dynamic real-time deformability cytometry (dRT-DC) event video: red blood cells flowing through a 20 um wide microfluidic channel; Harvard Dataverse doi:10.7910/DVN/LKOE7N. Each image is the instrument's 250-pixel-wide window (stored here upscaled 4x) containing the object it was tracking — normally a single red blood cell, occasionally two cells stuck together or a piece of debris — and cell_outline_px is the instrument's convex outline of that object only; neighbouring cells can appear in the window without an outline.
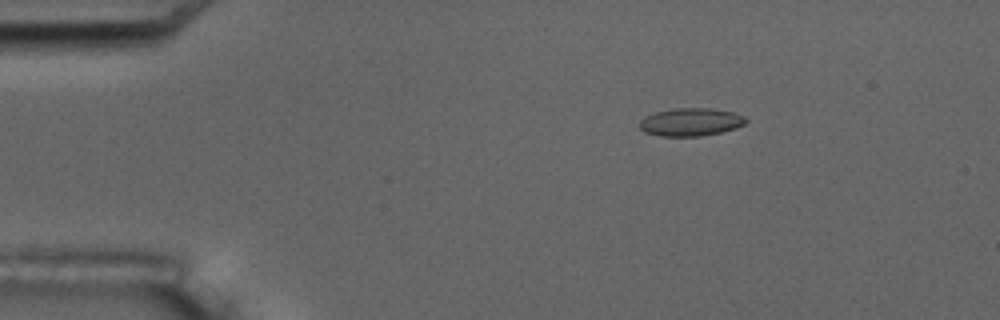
{"species": "common noctule bat (a hibernating species)", "species_latin": "Nyctalus noctula", "temperature_condition": "room temperature", "stored_images_in_passage": 5, "camera_frame_rate_fps": 3000, "um_per_image_px": 0.085, "animal": {"sex": "male", "body_mass_g": 17.5, "forearm_length_mm": 52.3}, "frame": {"image": 1, "passage_image": 3, "time_ms": 2.333, "image_size_px": [1000, 320], "cell_outline_px": [[748, 120], [744, 124], [736, 128], [720, 132], [700, 136], [660, 136], [644, 132], [640, 128], [640, 120], [656, 112], [676, 108], [708, 108], [732, 112], [744, 116]], "centroid_in_image_um": [58.72, 10.38], "position_along_channel_um": 26.3, "area_um2": 17.11}}